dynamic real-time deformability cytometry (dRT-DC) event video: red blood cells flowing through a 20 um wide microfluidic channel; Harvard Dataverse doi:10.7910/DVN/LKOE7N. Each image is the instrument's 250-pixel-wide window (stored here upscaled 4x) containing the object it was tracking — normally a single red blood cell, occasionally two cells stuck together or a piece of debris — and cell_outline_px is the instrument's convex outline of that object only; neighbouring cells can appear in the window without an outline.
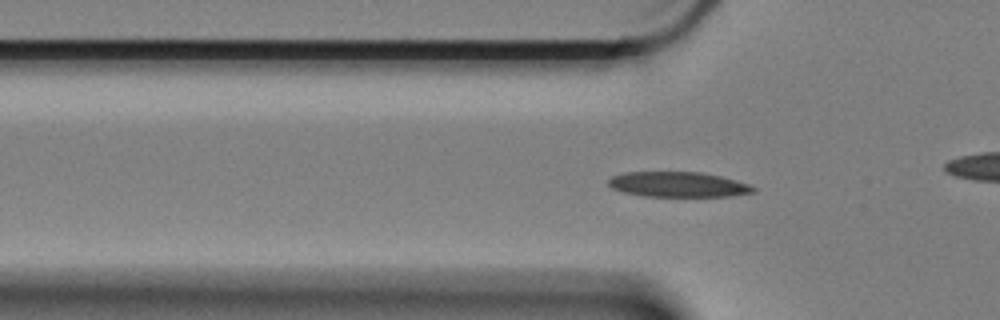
{"species": "Egyptian fruit bat (a non-hibernating species)", "species_latin": "Rousettus aegyptiacus", "temperature_condition": "cold", "stored_images_in_passage": 60, "camera_frame_rate_fps": 3000, "um_per_image_px": 0.085, "animal": {"sex": "female"}, "frame": {"image": 1, "passage_image": 18, "time_ms": 5.667, "image_size_px": [1000, 320], "cell_outline_px": [[756, 192], [732, 196], [644, 196], [624, 192], [612, 188], [608, 184], [608, 180], [612, 176], [624, 172], [700, 172], [720, 176], [752, 184], [756, 188]], "centroid_in_image_um": [57.68, 15.68], "position_along_channel_um": 68.1, "area_um2": 21.33}}
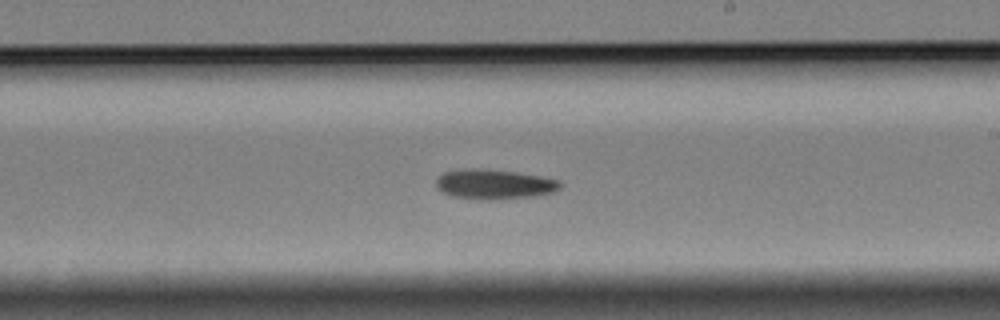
{"frame": {"image": 2, "passage_image": 34, "time_ms": 11.0, "image_size_px": [1000, 320], "cell_outline_px": [[564, 184], [556, 192], [536, 196], [452, 196], [444, 192], [436, 184], [436, 180], [444, 172], [472, 168], [516, 172], [540, 176], [560, 180]], "centroid_in_image_um": [42.12, 15.6], "position_along_channel_um": 246.9, "area_um2": 20.17}}
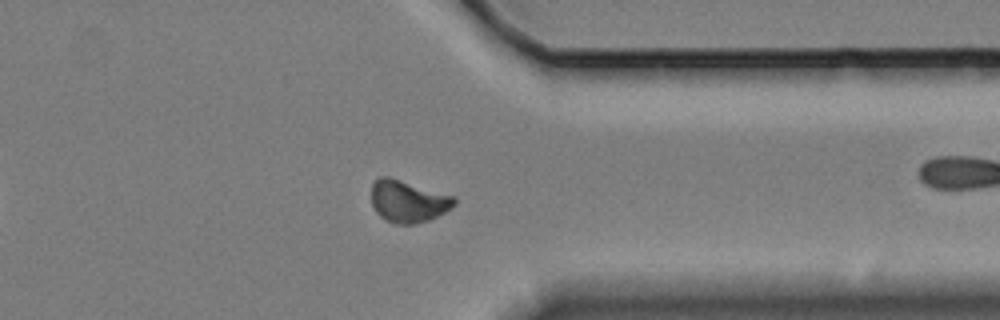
{"frame": {"image": 3, "passage_image": 46, "time_ms": 15.0, "image_size_px": [1000, 320], "cell_outline_px": [[456, 204], [452, 208], [428, 220], [412, 224], [396, 224], [384, 220], [376, 212], [372, 204], [372, 184], [380, 176], [388, 176], [456, 196]], "centroid_in_image_um": [34.69, 17.1], "position_along_channel_um": 376.7, "area_um2": 20.4}}